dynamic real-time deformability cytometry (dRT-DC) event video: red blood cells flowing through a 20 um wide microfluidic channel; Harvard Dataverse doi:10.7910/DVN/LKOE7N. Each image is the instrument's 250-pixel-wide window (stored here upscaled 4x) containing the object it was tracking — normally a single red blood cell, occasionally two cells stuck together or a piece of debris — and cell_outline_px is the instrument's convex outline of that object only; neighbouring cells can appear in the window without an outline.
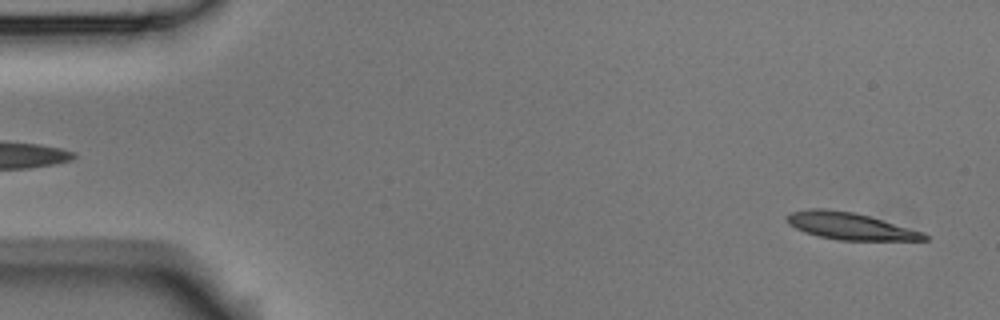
{"species": "Egyptian fruit bat (a non-hibernating species)", "species_latin": "Rousettus aegyptiacus", "temperature_condition": "room temperature", "stored_images_in_passage": 44, "camera_frame_rate_fps": 3000, "um_per_image_px": 0.085, "animal": {"sex": "male"}, "frame": {"image": 1, "passage_image": 2, "time_ms": 0.333, "image_size_px": [1000, 320], "cell_outline_px": [[928, 240], [840, 240], [820, 236], [804, 232], [788, 224], [788, 216], [792, 212], [808, 208], [824, 208], [856, 212], [924, 232], [928, 236]], "centroid_in_image_um": [72.27, 19.2], "position_along_channel_um": 12.7, "area_um2": 21.5}}
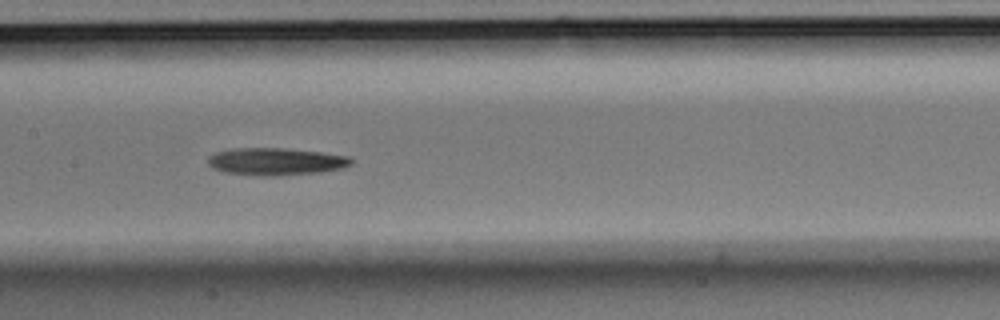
{"frame": {"image": 2, "passage_image": 25, "time_ms": 8.0, "image_size_px": [1000, 320], "cell_outline_px": [[352, 164], [344, 168], [320, 172], [280, 176], [260, 176], [224, 172], [212, 168], [208, 164], [208, 156], [216, 152], [232, 148], [284, 148], [320, 152], [348, 156], [352, 160]], "centroid_in_image_um": [23.43, 13.73], "position_along_channel_um": 184.0, "area_um2": 23.0}}
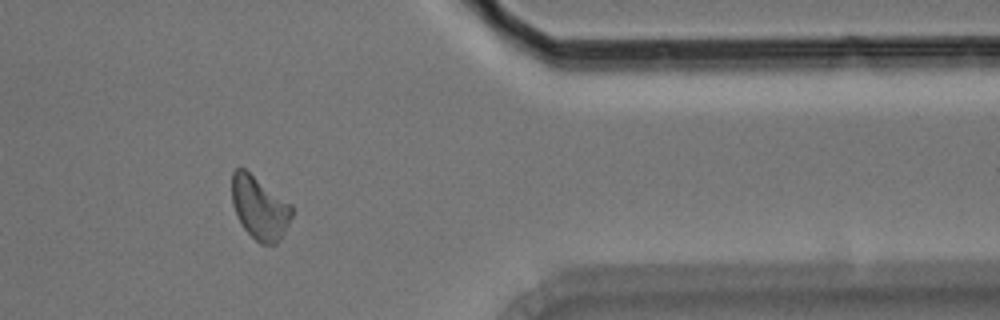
{"frame": {"image": 3, "passage_image": 43, "time_ms": 14.0, "image_size_px": [1000, 320], "cell_outline_px": [[292, 216], [280, 240], [276, 244], [260, 244], [244, 228], [236, 216], [232, 204], [232, 172], [236, 168], [244, 168], [292, 204]], "centroid_in_image_um": [22.06, 17.66], "position_along_channel_um": 389.3, "area_um2": 22.02}, "authors_computed_cell_mechanics": {"area_um2": 21.9929, "velocity_mm_per_s": 3.7531, "shape_relaxation_time_tau1_ms": 5.1853, "shape_relaxation_time_tau2_ms": null, "deformation_change_tau1": 0.154, "deformation_change_tau2": null}}